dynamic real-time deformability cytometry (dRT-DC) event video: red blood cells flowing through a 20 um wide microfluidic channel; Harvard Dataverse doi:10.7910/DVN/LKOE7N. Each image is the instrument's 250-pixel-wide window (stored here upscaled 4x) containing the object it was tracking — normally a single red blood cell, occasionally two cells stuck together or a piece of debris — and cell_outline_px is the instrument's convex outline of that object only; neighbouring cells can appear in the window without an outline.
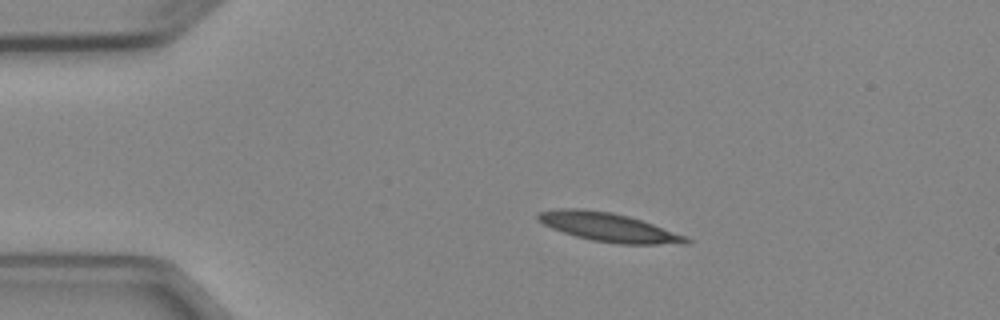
{"species": "Egyptian fruit bat (a non-hibernating species)", "species_latin": "Rousettus aegyptiacus", "temperature_condition": "cold", "stored_images_in_passage": 3, "camera_frame_rate_fps": 3000, "um_per_image_px": 0.085, "animal": {"sex": "female"}, "frame": {"image": 1, "passage_image": 2, "time_ms": 1.0, "image_size_px": [1000, 320], "cell_outline_px": [[692, 240], [688, 244], [620, 244], [592, 240], [576, 236], [552, 228], [536, 220], [536, 216], [540, 212], [560, 208], [580, 208], [612, 212], [628, 216], [688, 236]], "centroid_in_image_um": [51.75, 19.31], "position_along_channel_um": 33.2, "area_um2": 24.74}}